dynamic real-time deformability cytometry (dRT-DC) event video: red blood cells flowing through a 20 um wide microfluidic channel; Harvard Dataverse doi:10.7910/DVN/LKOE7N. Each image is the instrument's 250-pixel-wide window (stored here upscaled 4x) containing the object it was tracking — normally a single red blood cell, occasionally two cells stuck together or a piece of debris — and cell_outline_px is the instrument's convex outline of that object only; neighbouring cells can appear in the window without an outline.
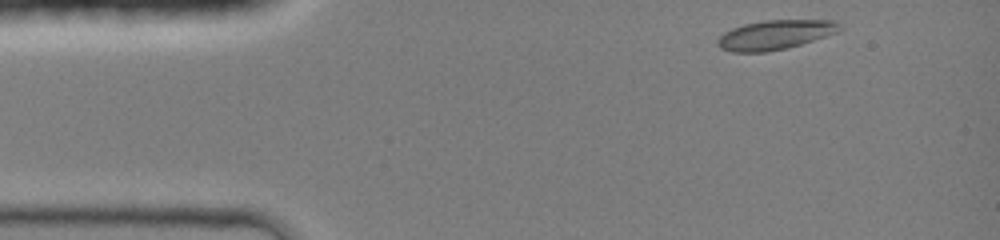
{"species": "common noctule bat (a hibernating species)", "species_latin": "Nyctalus noctula", "temperature_condition": "room temperature", "stored_images_in_passage": 36, "camera_frame_rate_fps": 3000, "um_per_image_px": 0.085, "animal": {"sex": "female", "body_mass_g": 19.0, "forearm_length_mm": 51.5}, "frame": {"image": 1, "passage_image": 1, "time_ms": 0.0, "image_size_px": [1000, 240], "cell_outline_px": [[844, 28], [836, 32], [788, 48], [768, 52], [732, 52], [720, 48], [716, 44], [716, 40], [724, 32], [732, 28], [744, 24], [764, 20], [836, 20]], "centroid_in_image_um": [65.86, 2.96], "position_along_channel_um": 19.1, "area_um2": 20.98}}
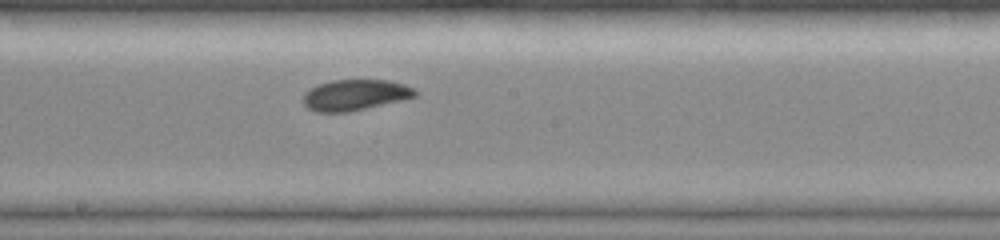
{"frame": {"image": 2, "passage_image": 20, "time_ms": 6.333, "image_size_px": [1000, 240], "cell_outline_px": [[416, 96], [400, 100], [348, 112], [316, 112], [308, 108], [304, 104], [304, 92], [316, 84], [332, 80], [388, 80], [404, 84], [412, 88], [416, 92]], "centroid_in_image_um": [30.13, 8.06], "position_along_channel_um": 218.1, "area_um2": 19.94}}
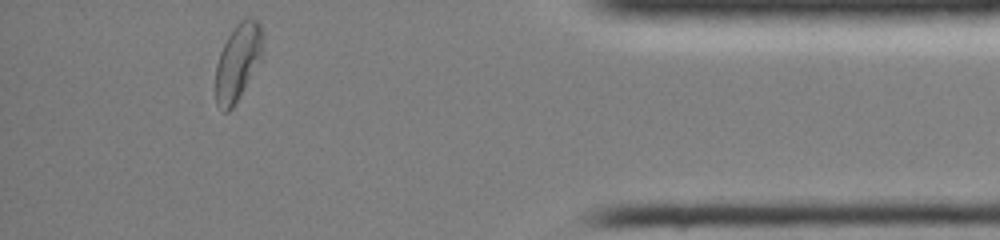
{"frame": {"image": 3, "passage_image": 36, "time_ms": 11.667, "image_size_px": [1000, 240], "cell_outline_px": [[264, 32], [260, 60], [232, 108], [228, 112], [224, 112], [216, 104], [216, 64], [220, 52], [232, 28], [240, 20], [248, 16], [252, 16], [260, 24]], "centroid_in_image_um": [20.22, 5.2], "position_along_channel_um": 415.0, "area_um2": 20.98}, "authors_computed_cell_mechanics": {"area_um2": 20.4612, "velocity_mm_per_s": 4.2803, "shape_relaxation_time_tau1_ms": 4.4517, "shape_relaxation_time_tau2_ms": null, "deformation_change_tau1": 0.1155, "deformation_change_tau2": null}}